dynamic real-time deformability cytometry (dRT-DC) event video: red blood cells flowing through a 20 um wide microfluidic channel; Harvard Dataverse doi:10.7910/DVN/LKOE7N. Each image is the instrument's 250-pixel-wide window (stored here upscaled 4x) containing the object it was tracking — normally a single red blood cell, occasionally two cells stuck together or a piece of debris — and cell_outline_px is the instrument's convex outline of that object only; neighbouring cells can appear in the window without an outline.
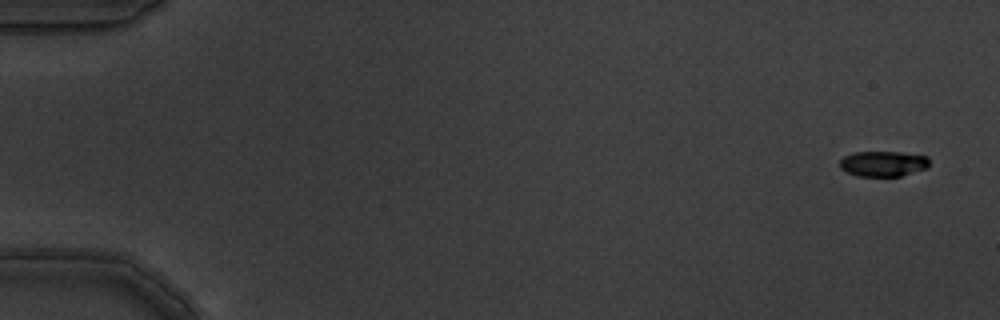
{"species": "common noctule bat (a hibernating species)", "species_latin": "Nyctalus noctula", "temperature_condition": "warm", "stored_images_in_passage": 6, "camera_frame_rate_fps": 3000, "um_per_image_px": 0.085, "animal": {"sex": "male", "body_mass_g": 19.5, "forearm_length_mm": 54.6}, "frame": {"image": 1, "passage_image": 1, "time_ms": 0.0, "image_size_px": [1000, 320], "cell_outline_px": [[928, 168], [900, 176], [856, 176], [840, 168], [840, 160], [844, 156], [852, 152], [900, 152], [928, 156]], "centroid_in_image_um": [75.06, 13.91], "position_along_channel_um": 9.9, "area_um2": 13.29}}
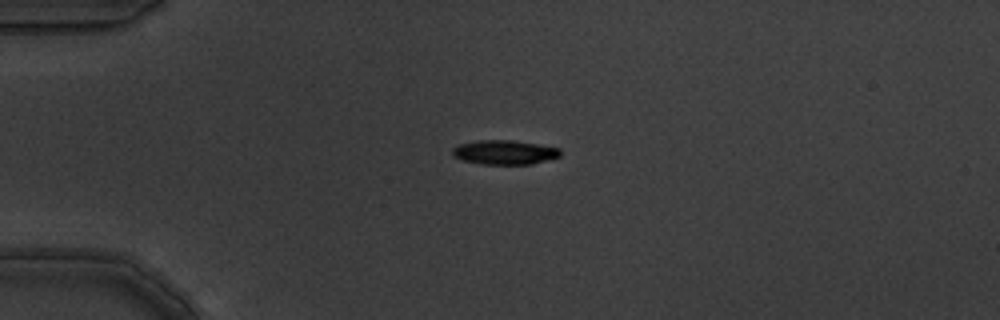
{"frame": {"image": 2, "passage_image": 4, "time_ms": 1.0, "image_size_px": [1000, 320], "cell_outline_px": [[560, 156], [532, 164], [480, 164], [464, 160], [456, 156], [452, 152], [452, 148], [456, 144], [476, 140], [512, 140], [560, 148]], "centroid_in_image_um": [42.86, 12.93], "position_along_channel_um": 42.1, "area_um2": 15.2}}
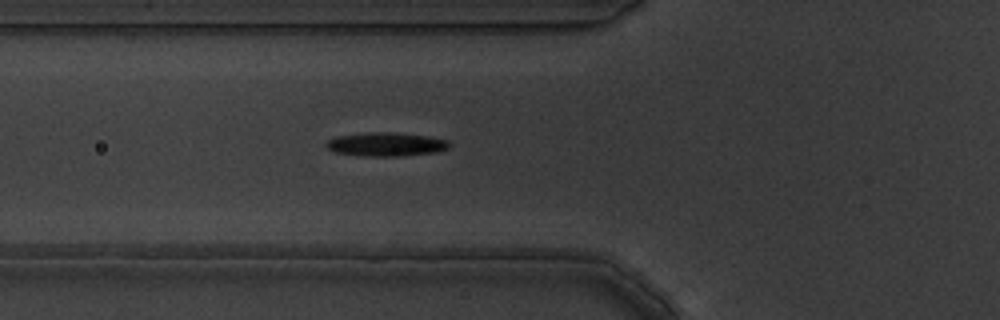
{"frame": {"image": 3, "passage_image": 6, "time_ms": 1.667, "image_size_px": [1000, 320], "cell_outline_px": [[452, 144], [448, 148], [436, 152], [400, 156], [364, 156], [336, 152], [328, 148], [324, 144], [328, 140], [336, 136], [368, 132], [392, 132], [428, 136], [448, 140]], "centroid_in_image_um": [32.83, 12.26], "position_along_channel_um": 93.0, "area_um2": 17.05}}